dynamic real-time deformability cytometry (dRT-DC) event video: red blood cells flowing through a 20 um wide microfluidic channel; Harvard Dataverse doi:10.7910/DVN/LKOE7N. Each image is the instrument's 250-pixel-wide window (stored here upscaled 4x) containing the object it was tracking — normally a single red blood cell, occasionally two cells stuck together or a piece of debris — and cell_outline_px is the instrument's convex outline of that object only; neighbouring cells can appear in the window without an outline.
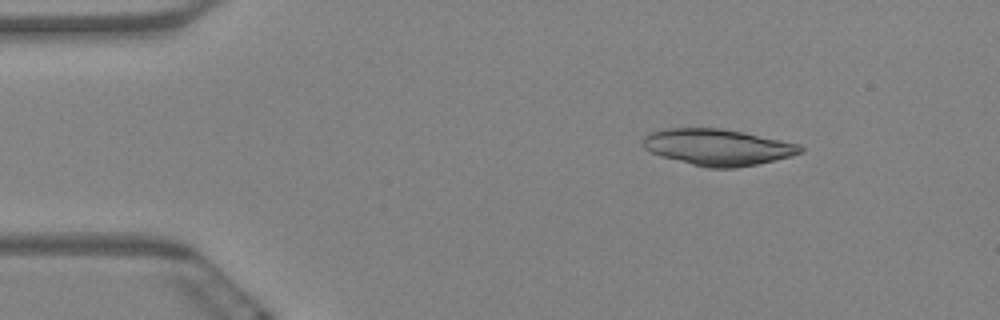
{"species": "Egyptian fruit bat (a non-hibernating species)", "species_latin": "Rousettus aegyptiacus", "temperature_condition": "warm", "stored_images_in_passage": 6, "camera_frame_rate_fps": 3000, "um_per_image_px": 0.085, "animal": {"sex": "female"}, "frame": {"image": 1, "passage_image": 3, "time_ms": 0.667, "image_size_px": [1000, 320], "cell_outline_px": [[804, 152], [792, 156], [756, 164], [736, 168], [708, 168], [660, 156], [644, 148], [644, 136], [652, 132], [664, 128], [720, 128], [744, 132], [800, 144], [804, 148]], "centroid_in_image_um": [61.04, 12.51], "position_along_channel_um": 24.0, "area_um2": 33.29}}